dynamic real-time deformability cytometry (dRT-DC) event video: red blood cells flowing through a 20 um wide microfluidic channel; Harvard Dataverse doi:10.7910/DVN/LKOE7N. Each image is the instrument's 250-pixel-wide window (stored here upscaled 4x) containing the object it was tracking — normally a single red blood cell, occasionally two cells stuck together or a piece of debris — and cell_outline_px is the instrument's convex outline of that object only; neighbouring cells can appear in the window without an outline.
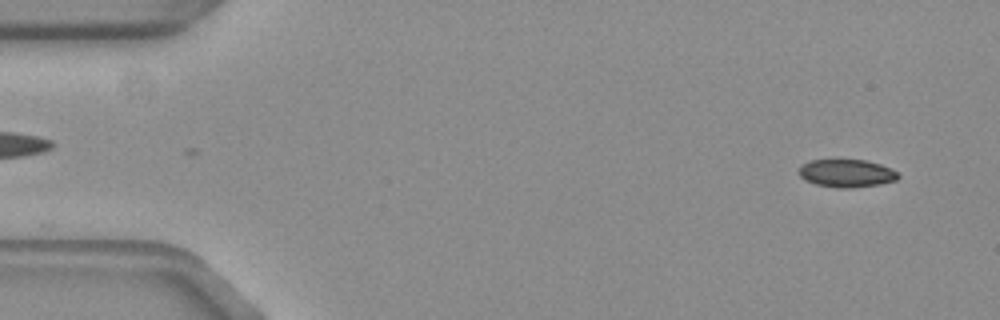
{"species": "common noctule bat (a hibernating species)", "species_latin": "Nyctalus noctula", "temperature_condition": "warm", "stored_images_in_passage": 31, "camera_frame_rate_fps": 3000, "um_per_image_px": 0.085, "animal": {"sex": "female", "body_mass_g": 19.3, "forearm_length_mm": 54.1}, "frame": {"image": 1, "passage_image": 3, "time_ms": 0.667, "image_size_px": [1000, 320], "cell_outline_px": [[900, 176], [896, 180], [880, 184], [848, 188], [836, 188], [816, 184], [804, 180], [800, 176], [800, 168], [804, 164], [812, 160], [864, 160], [880, 164], [896, 172]], "centroid_in_image_um": [71.95, 14.74], "position_along_channel_um": 13.0, "area_um2": 15.84}}
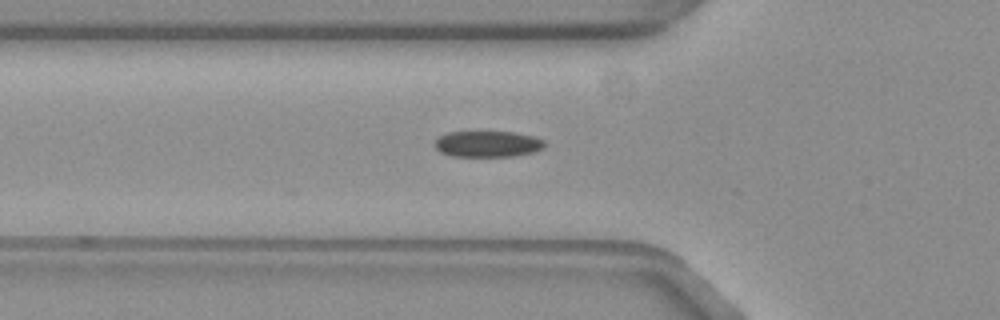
{"frame": {"image": 2, "passage_image": 18, "time_ms": 5.667, "image_size_px": [1000, 320], "cell_outline_px": [[544, 148], [532, 152], [512, 156], [452, 156], [440, 152], [432, 144], [440, 136], [448, 132], [512, 132], [532, 136], [544, 140]], "centroid_in_image_um": [41.41, 12.24], "position_along_channel_um": 84.4, "area_um2": 16.59}}
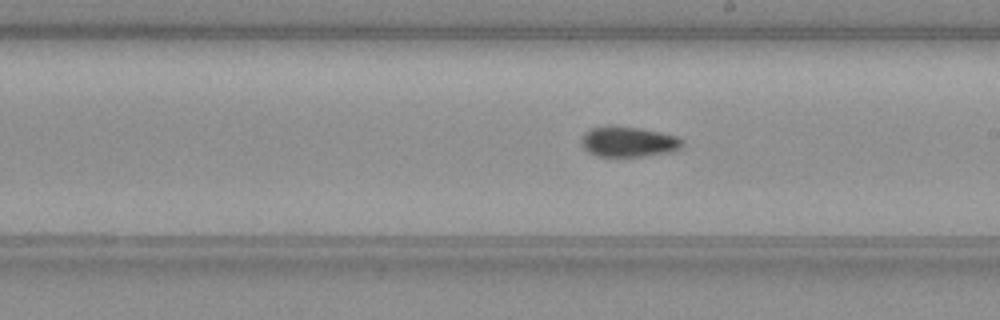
{"frame": {"image": 3, "passage_image": 30, "time_ms": 9.667, "image_size_px": [1000, 320], "cell_outline_px": [[680, 144], [676, 148], [668, 152], [644, 156], [596, 156], [588, 152], [580, 144], [580, 140], [584, 132], [592, 128], [608, 124], [616, 124], [640, 128], [660, 132], [676, 136], [680, 140]], "centroid_in_image_um": [53.28, 12.01], "position_along_channel_um": 235.7, "area_um2": 17.86}}